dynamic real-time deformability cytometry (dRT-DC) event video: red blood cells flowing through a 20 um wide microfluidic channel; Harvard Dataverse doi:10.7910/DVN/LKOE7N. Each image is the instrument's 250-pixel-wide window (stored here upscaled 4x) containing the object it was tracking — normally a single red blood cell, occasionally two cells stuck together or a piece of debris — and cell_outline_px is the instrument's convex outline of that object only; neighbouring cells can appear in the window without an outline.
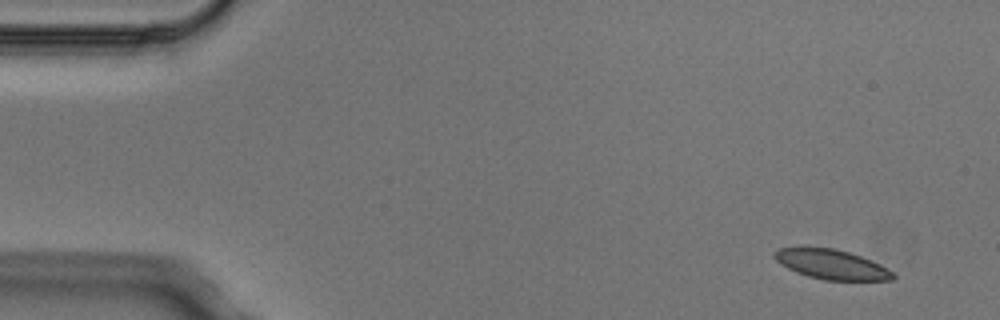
{"species": "Egyptian fruit bat (a non-hibernating species)", "species_latin": "Rousettus aegyptiacus", "temperature_condition": "cold", "stored_images_in_passage": 4, "camera_frame_rate_fps": 3000, "um_per_image_px": 0.085, "animal": {"sex": "male"}, "frame": {"image": 1, "passage_image": 1, "time_ms": 0.0, "image_size_px": [1000, 320], "cell_outline_px": [[896, 276], [892, 280], [824, 280], [808, 276], [796, 272], [780, 264], [772, 256], [772, 252], [780, 248], [832, 248], [848, 252], [860, 256], [880, 264], [892, 272]], "centroid_in_image_um": [70.66, 22.48], "position_along_channel_um": 14.3, "area_um2": 20.23}}
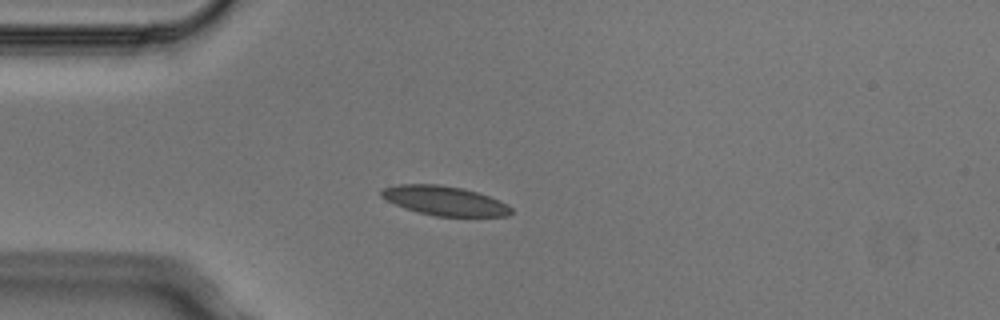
{"frame": {"image": 2, "passage_image": 4, "time_ms": 1.0, "image_size_px": [1000, 320], "cell_outline_px": [[512, 212], [508, 216], [436, 216], [404, 208], [380, 196], [380, 192], [384, 188], [396, 184], [440, 184], [464, 188], [488, 196], [508, 204], [512, 208]], "centroid_in_image_um": [37.8, 17.05], "position_along_channel_um": 47.2, "area_um2": 22.08}}